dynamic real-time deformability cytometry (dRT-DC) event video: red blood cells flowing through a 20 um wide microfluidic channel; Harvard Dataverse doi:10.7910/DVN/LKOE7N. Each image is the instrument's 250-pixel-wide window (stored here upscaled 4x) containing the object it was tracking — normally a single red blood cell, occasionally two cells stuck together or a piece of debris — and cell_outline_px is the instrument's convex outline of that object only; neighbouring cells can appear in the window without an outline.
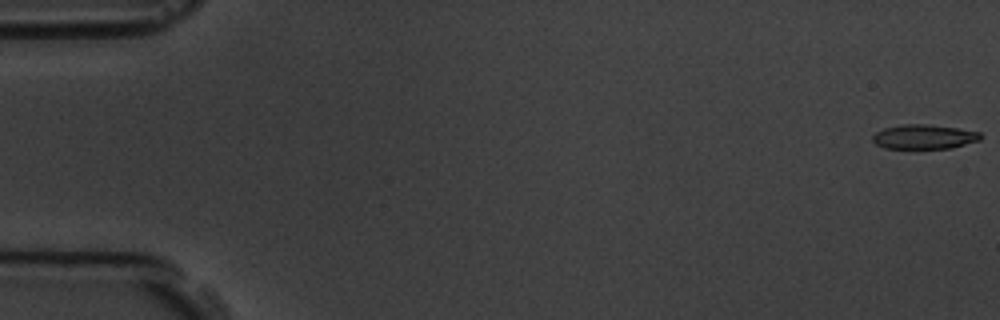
{"species": "common noctule bat (a hibernating species)", "species_latin": "Nyctalus noctula", "temperature_condition": "room temperature", "stored_images_in_passage": 6, "camera_frame_rate_fps": 3000, "um_per_image_px": 0.085, "animal": {"sex": "male", "body_mass_g": 19.5, "forearm_length_mm": 54.6}, "frame": {"image": 1, "passage_image": 1, "time_ms": 0.0, "image_size_px": [1000, 320], "cell_outline_px": [[984, 136], [980, 140], [952, 148], [884, 148], [876, 144], [872, 140], [872, 136], [876, 132], [884, 128], [904, 124], [924, 124], [956, 128], [980, 132]], "centroid_in_image_um": [78.56, 11.63], "position_along_channel_um": 6.4, "area_um2": 15.32}}